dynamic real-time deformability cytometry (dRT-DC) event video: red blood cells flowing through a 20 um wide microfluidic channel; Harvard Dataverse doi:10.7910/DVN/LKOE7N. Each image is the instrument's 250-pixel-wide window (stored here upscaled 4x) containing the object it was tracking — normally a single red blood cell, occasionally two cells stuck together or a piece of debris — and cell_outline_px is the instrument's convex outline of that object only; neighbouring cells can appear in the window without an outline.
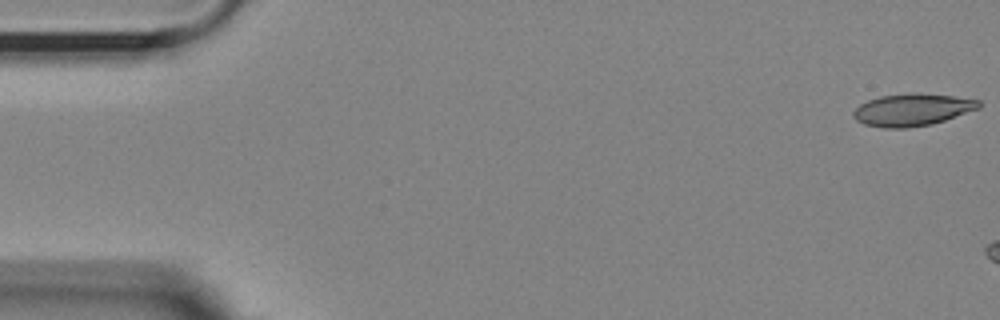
{"species": "Egyptian fruit bat (a non-hibernating species)", "species_latin": "Rousettus aegyptiacus", "temperature_condition": "room temperature", "stored_images_in_passage": 7, "camera_frame_rate_fps": 3000, "um_per_image_px": 0.085, "animal": {"sex": "female"}, "frame": {"image": 1, "passage_image": 1, "time_ms": 0.0, "image_size_px": [1000, 320], "cell_outline_px": [[980, 108], [932, 124], [908, 128], [884, 128], [864, 124], [856, 120], [852, 116], [852, 112], [860, 104], [868, 100], [880, 96], [952, 96], [980, 100]], "centroid_in_image_um": [77.5, 9.39], "position_along_channel_um": 7.5, "area_um2": 22.54}}